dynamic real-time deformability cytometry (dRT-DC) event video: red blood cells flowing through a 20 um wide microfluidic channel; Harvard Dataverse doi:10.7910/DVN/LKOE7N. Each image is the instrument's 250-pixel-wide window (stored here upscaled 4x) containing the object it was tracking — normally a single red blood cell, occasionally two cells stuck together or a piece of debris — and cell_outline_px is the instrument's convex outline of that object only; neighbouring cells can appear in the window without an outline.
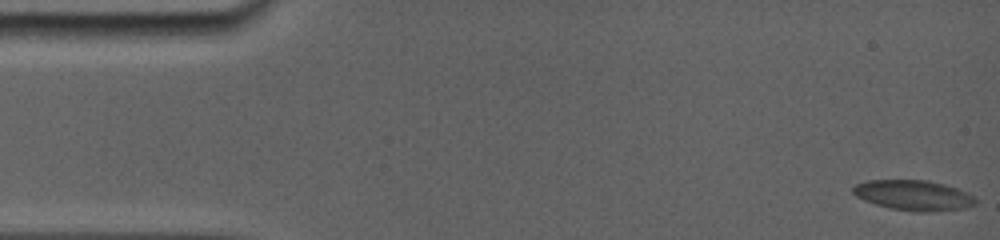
{"species": "common noctule bat (a hibernating species)", "species_latin": "Nyctalus noctula", "temperature_condition": "room temperature", "stored_images_in_passage": 62, "camera_frame_rate_fps": 5000, "um_per_image_px": 0.085, "animal": {"sex": "female", "body_mass_g": 19.0, "forearm_length_mm": 56.7}, "frame": {"image": 1, "passage_image": 1, "time_ms": 0.0, "image_size_px": [1000, 240], "cell_outline_px": [[976, 204], [964, 208], [932, 212], [916, 212], [888, 208], [864, 200], [856, 196], [852, 192], [852, 188], [856, 184], [868, 180], [928, 180], [944, 184], [956, 188], [972, 196], [976, 200]], "centroid_in_image_um": [77.62, 16.6], "position_along_channel_um": 7.4, "area_um2": 21.56}}
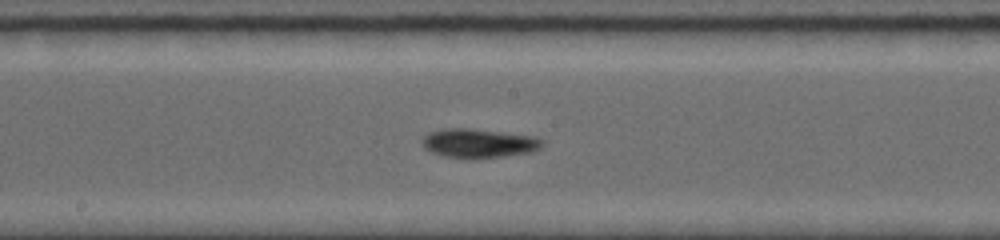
{"frame": {"image": 2, "passage_image": 36, "time_ms": 8.6, "image_size_px": [1000, 240], "cell_outline_px": [[544, 144], [540, 148], [532, 152], [504, 156], [464, 160], [444, 156], [432, 152], [424, 148], [420, 140], [428, 132], [440, 128], [472, 128], [536, 136], [544, 140]], "centroid_in_image_um": [40.67, 12.18], "position_along_channel_um": 207.5, "area_um2": 20.98}}
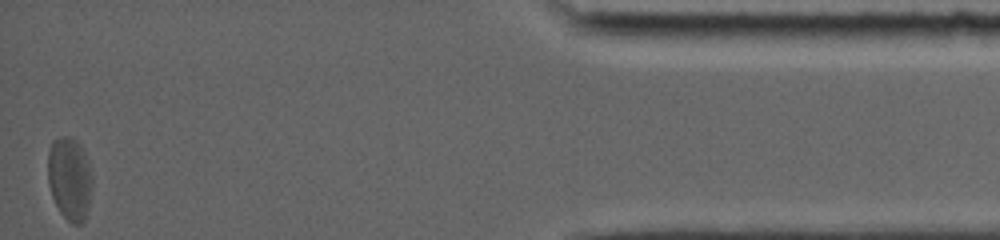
{"frame": {"image": 3, "passage_image": 62, "time_ms": 16.2, "image_size_px": [1000, 240], "cell_outline_px": [[92, 188], [88, 208], [84, 220], [80, 224], [72, 224], [60, 212], [52, 196], [48, 184], [48, 152], [52, 140], [60, 136], [72, 136], [76, 140], [88, 160], [92, 176]], "centroid_in_image_um": [5.92, 15.16], "position_along_channel_um": 429.3, "area_um2": 21.62}, "authors_computed_cell_mechanics": {"area_um2": 20.1722, "velocity_mm_per_s": 3.7572, "shape_relaxation_time_tau1_ms": 4.5474, "shape_relaxation_time_tau2_ms": 1.7628, "deformation_change_tau1": 0.1315, "deformation_change_tau2": 0.0634}}